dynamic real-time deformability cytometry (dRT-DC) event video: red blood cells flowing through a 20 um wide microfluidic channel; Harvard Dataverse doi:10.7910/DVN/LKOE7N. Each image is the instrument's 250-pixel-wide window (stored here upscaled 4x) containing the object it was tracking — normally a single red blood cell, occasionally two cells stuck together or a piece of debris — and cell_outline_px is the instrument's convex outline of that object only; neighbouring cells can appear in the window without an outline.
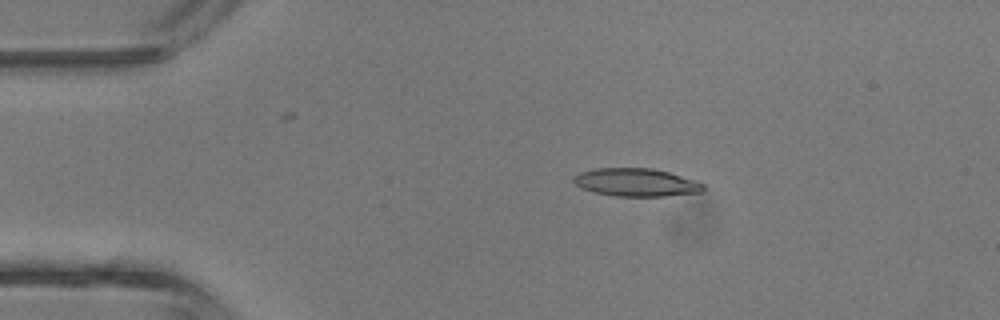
{"species": "common noctule bat (a hibernating species)", "species_latin": "Nyctalus noctula", "temperature_condition": "room temperature", "stored_images_in_passage": 37, "camera_frame_rate_fps": 3000, "um_per_image_px": 0.085, "animal": {"sex": "male", "body_mass_g": 13.3}, "frame": {"image": 1, "passage_image": 3, "time_ms": 0.667, "image_size_px": [1000, 320], "cell_outline_px": [[704, 192], [664, 196], [616, 196], [592, 192], [580, 188], [572, 180], [580, 172], [596, 168], [652, 168], [668, 172], [704, 184]], "centroid_in_image_um": [54.05, 15.51], "position_along_channel_um": 31.0, "area_um2": 21.04}}
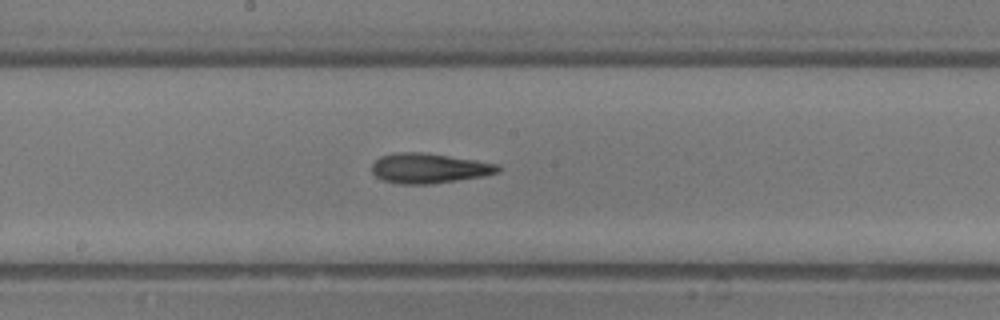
{"frame": {"image": 2, "passage_image": 17, "time_ms": 5.333, "image_size_px": [1000, 320], "cell_outline_px": [[500, 172], [484, 176], [428, 184], [400, 184], [384, 180], [376, 176], [372, 172], [372, 164], [380, 156], [396, 152], [420, 152], [476, 160], [500, 164]], "centroid_in_image_um": [36.47, 14.3], "position_along_channel_um": 211.7, "area_um2": 21.91}}
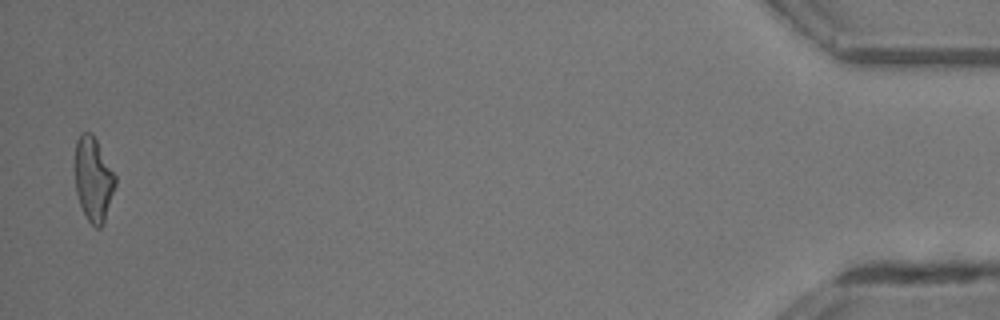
{"frame": {"image": 3, "passage_image": 36, "time_ms": 11.667, "image_size_px": [1000, 320], "cell_outline_px": [[116, 184], [104, 224], [100, 228], [96, 228], [88, 220], [80, 204], [76, 192], [76, 140], [80, 132], [92, 132], [116, 176]], "centroid_in_image_um": [7.95, 15.24], "position_along_channel_um": 427.2, "area_um2": 19.65}, "authors_computed_cell_mechanics": {"area_um2": 21.0392, "velocity_mm_per_s": 4.9385, "shape_relaxation_time_tau1_ms": 4.9938, "shape_relaxation_time_tau2_ms": 3.1229, "deformation_change_tau1": 0.2059, "deformation_change_tau2": 0.1459}}